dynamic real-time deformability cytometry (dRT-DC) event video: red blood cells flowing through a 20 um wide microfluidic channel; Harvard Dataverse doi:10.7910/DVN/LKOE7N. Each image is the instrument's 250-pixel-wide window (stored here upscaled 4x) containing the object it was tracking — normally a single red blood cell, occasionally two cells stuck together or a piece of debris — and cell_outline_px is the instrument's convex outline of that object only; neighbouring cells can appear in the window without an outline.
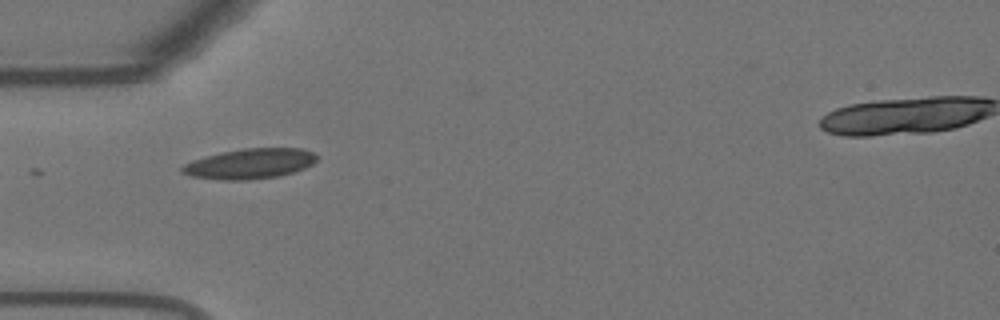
{"species": "Egyptian fruit bat (a non-hibernating species)", "species_latin": "Rousettus aegyptiacus", "temperature_condition": "warm", "stored_images_in_passage": 6, "camera_frame_rate_fps": 3000, "um_per_image_px": 0.085, "animal": {"sex": "female"}, "frame": {"image": 1, "passage_image": 1, "time_ms": 0.0, "image_size_px": [1000, 320], "cell_outline_px": [[316, 160], [312, 164], [304, 168], [292, 172], [276, 176], [248, 180], [220, 180], [192, 176], [180, 172], [180, 168], [184, 164], [192, 160], [220, 152], [244, 148], [304, 148], [312, 152], [316, 156]], "centroid_in_image_um": [21.2, 13.91], "position_along_channel_um": 63.8, "area_um2": 23.64}}
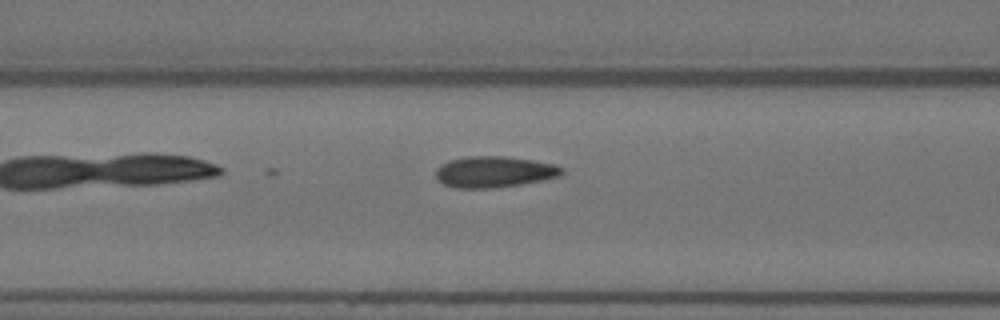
{"frame": {"image": 2, "passage_image": 6, "time_ms": 1.667, "image_size_px": [1000, 320], "cell_outline_px": [[564, 172], [560, 176], [544, 180], [496, 188], [456, 188], [444, 184], [436, 180], [436, 168], [440, 164], [448, 160], [468, 156], [504, 156], [532, 160], [556, 164], [564, 168]], "centroid_in_image_um": [42.0, 14.6], "position_along_channel_um": 124.6, "area_um2": 23.18}}